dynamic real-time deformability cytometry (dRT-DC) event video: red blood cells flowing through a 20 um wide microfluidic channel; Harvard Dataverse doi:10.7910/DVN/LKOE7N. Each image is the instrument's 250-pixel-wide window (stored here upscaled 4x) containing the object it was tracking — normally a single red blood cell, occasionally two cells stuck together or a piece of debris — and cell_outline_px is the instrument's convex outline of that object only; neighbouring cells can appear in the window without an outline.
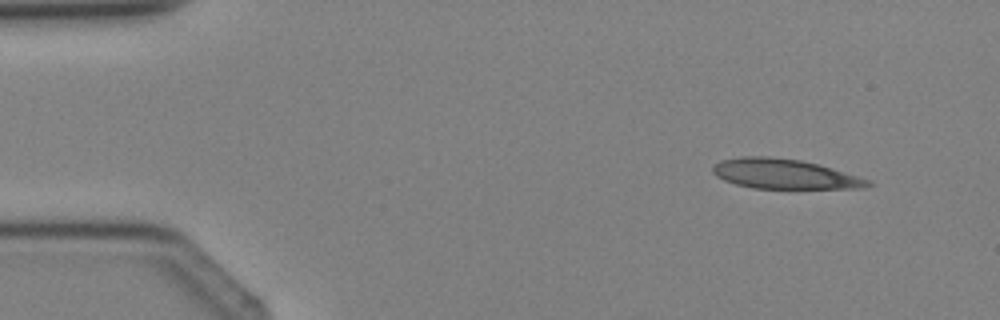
{"species": "Egyptian fruit bat (a non-hibernating species)", "species_latin": "Rousettus aegyptiacus", "temperature_condition": "cold", "stored_images_in_passage": 4, "camera_frame_rate_fps": 3000, "um_per_image_px": 0.085, "animal": {"sex": "female"}, "frame": {"image": 1, "passage_image": 1, "time_ms": 0.0, "image_size_px": [1000, 320], "cell_outline_px": [[876, 184], [864, 188], [752, 188], [736, 184], [724, 180], [716, 176], [712, 172], [712, 168], [720, 160], [740, 156], [768, 156], [800, 160], [832, 168], [872, 180]], "centroid_in_image_um": [66.69, 14.78], "position_along_channel_um": 18.3, "area_um2": 26.99}}